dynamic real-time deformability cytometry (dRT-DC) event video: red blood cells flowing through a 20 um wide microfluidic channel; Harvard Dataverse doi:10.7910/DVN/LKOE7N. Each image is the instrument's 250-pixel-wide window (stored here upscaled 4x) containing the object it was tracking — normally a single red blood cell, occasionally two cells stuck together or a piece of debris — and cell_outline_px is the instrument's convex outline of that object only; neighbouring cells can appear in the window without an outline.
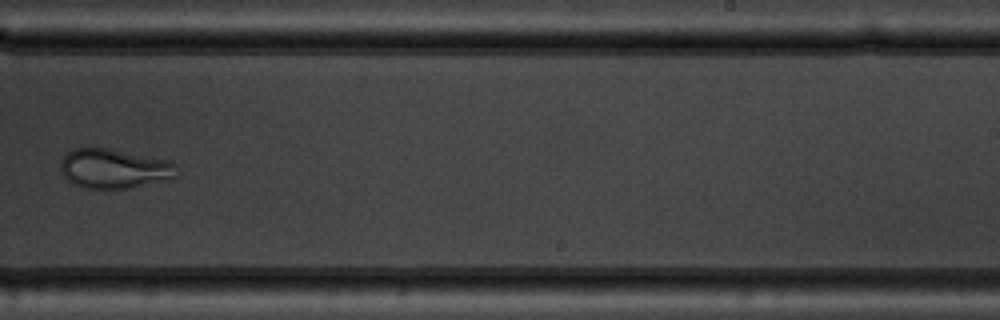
{"species": "common noctule bat (a hibernating species)", "species_latin": "Nyctalus noctula", "temperature_condition": "warm", "stored_images_in_passage": 10, "camera_frame_rate_fps": 3000, "um_per_image_px": 0.085, "animal": {"sex": "male", "body_mass_g": 19.5, "forearm_length_mm": 54.6}, "frame": {"image": 1, "passage_image": 9, "time_ms": 9.333, "image_size_px": [1000, 320], "cell_outline_px": [[176, 176], [168, 180], [132, 188], [84, 188], [72, 184], [64, 176], [60, 168], [60, 160], [72, 148], [108, 148], [168, 160], [176, 164]], "centroid_in_image_um": [9.69, 14.34], "position_along_channel_um": 279.3, "area_um2": 26.88}}